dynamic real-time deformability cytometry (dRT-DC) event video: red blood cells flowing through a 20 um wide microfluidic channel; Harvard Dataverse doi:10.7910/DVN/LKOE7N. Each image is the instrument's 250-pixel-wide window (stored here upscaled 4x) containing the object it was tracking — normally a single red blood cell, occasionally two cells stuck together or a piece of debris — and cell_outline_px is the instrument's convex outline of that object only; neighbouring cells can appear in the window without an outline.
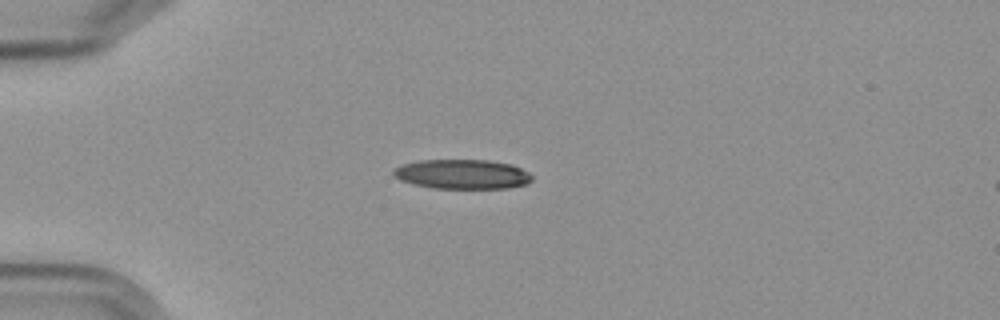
{"species": "Egyptian fruit bat (a non-hibernating species)", "species_latin": "Rousettus aegyptiacus", "temperature_condition": "cold", "stored_images_in_passage": 4, "camera_frame_rate_fps": 3000, "um_per_image_px": 0.085, "frame": {"image": 1, "passage_image": 3, "time_ms": 2.0, "image_size_px": [1000, 320], "cell_outline_px": [[532, 180], [528, 184], [508, 188], [432, 188], [400, 180], [392, 172], [392, 168], [404, 164], [420, 160], [488, 160], [512, 164], [528, 172], [532, 176]], "centroid_in_image_um": [39.32, 14.8], "position_along_channel_um": 45.7, "area_um2": 23.81}}